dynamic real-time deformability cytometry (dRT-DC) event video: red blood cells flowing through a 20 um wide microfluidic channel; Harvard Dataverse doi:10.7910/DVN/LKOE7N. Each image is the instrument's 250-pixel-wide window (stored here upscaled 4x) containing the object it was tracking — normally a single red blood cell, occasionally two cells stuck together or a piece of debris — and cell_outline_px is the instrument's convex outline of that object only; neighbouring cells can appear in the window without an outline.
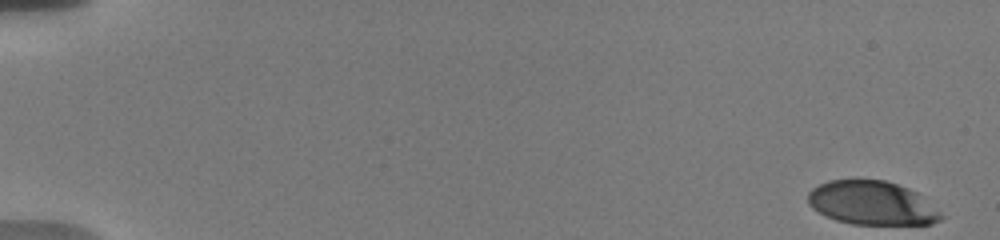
{"species": "human", "species_latin": "Homo sapiens", "temperature_condition": "warm", "stored_images_in_passage": 55, "camera_frame_rate_fps": 3000, "um_per_image_px": 0.085, "donor": {"sex": "male"}, "frame": {"image": 1, "passage_image": 1, "time_ms": 0.0, "image_size_px": [1000, 240], "cell_outline_px": [[944, 216], [940, 220], [932, 224], [852, 224], [836, 220], [824, 216], [812, 208], [808, 204], [808, 192], [812, 188], [828, 180], [884, 180], [908, 188], [916, 192], [940, 212]], "centroid_in_image_um": [74.08, 17.26], "position_along_channel_um": 10.9, "area_um2": 33.81}}
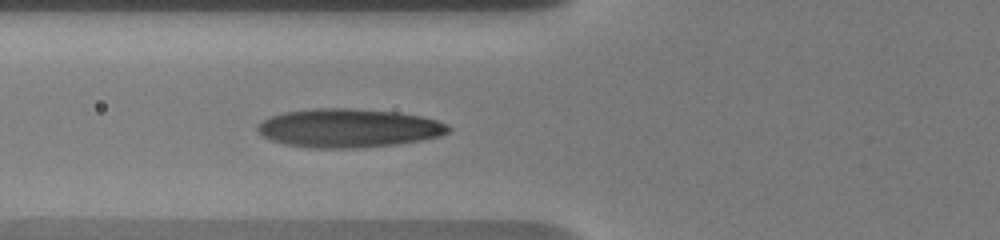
{"frame": {"image": 2, "passage_image": 22, "time_ms": 7.0, "image_size_px": [1000, 240], "cell_outline_px": [[452, 128], [448, 132], [440, 136], [420, 140], [396, 144], [356, 148], [308, 148], [284, 144], [272, 140], [264, 136], [256, 128], [264, 120], [272, 116], [284, 112], [312, 108], [356, 108], [396, 112], [420, 116], [436, 120], [448, 124]], "centroid_in_image_um": [29.64, 10.88], "position_along_channel_um": 96.2, "area_um2": 42.95}}
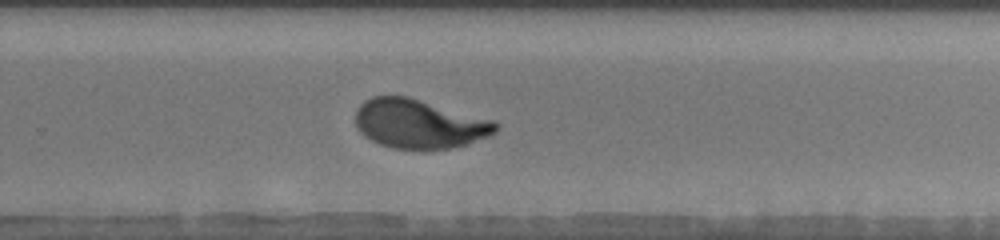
{"frame": {"image": 3, "passage_image": 38, "time_ms": 12.333, "image_size_px": [1000, 240], "cell_outline_px": [[500, 124], [496, 132], [488, 136], [468, 144], [448, 148], [392, 148], [380, 144], [364, 136], [356, 128], [356, 108], [364, 100], [372, 96], [408, 96], [496, 120]], "centroid_in_image_um": [35.65, 10.5], "position_along_channel_um": 294.2, "area_um2": 40.29}, "authors_computed_cell_mechanics": {"area_um2": 39.9398, "velocity_mm_per_s": 3.7202, "shape_relaxation_time_tau1_ms": 3.7431, "shape_relaxation_time_tau2_ms": null, "deformation_change_tau1": 0.2137, "deformation_change_tau2": null}}